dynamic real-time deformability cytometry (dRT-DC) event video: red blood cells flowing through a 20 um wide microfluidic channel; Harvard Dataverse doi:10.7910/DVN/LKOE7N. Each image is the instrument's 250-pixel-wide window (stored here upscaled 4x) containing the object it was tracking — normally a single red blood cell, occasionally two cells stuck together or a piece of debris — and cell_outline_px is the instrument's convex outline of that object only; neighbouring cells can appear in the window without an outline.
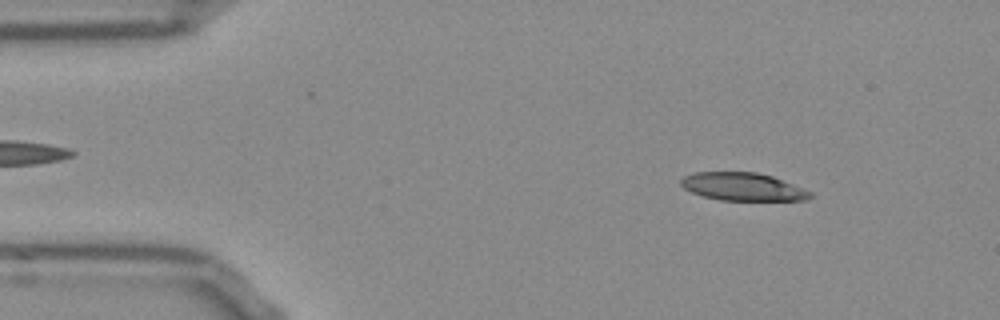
{"species": "Egyptian fruit bat (a non-hibernating species)", "species_latin": "Rousettus aegyptiacus", "temperature_condition": "room temperature", "stored_images_in_passage": 52, "camera_frame_rate_fps": 3000, "um_per_image_px": 0.085, "frame": {"image": 1, "passage_image": 6, "time_ms": 1.667, "image_size_px": [1000, 320], "cell_outline_px": [[812, 196], [808, 200], [720, 200], [704, 196], [692, 192], [684, 188], [680, 184], [680, 180], [684, 176], [696, 172], [756, 172], [772, 176], [804, 188], [812, 192]], "centroid_in_image_um": [63.15, 15.87], "position_along_channel_um": 21.8, "area_um2": 20.98}}
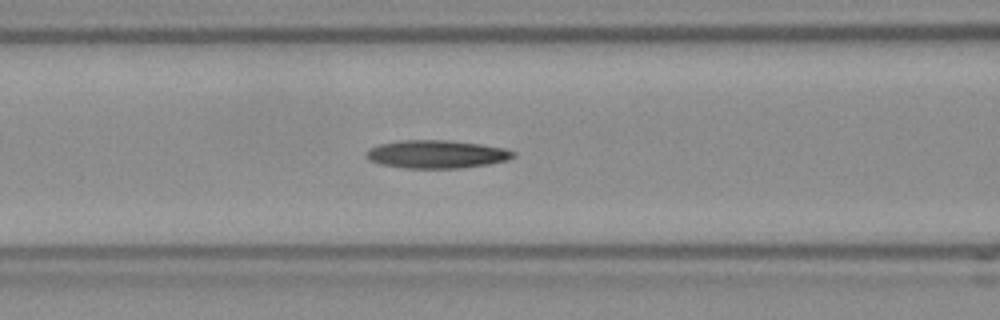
{"frame": {"image": 2, "passage_image": 20, "time_ms": 6.333, "image_size_px": [1000, 320], "cell_outline_px": [[516, 156], [508, 160], [488, 164], [460, 168], [404, 168], [380, 164], [368, 160], [364, 156], [368, 148], [380, 144], [400, 140], [448, 140], [480, 144], [504, 148], [516, 152]], "centroid_in_image_um": [37.09, 13.11], "position_along_channel_um": 129.5, "area_um2": 24.22}}
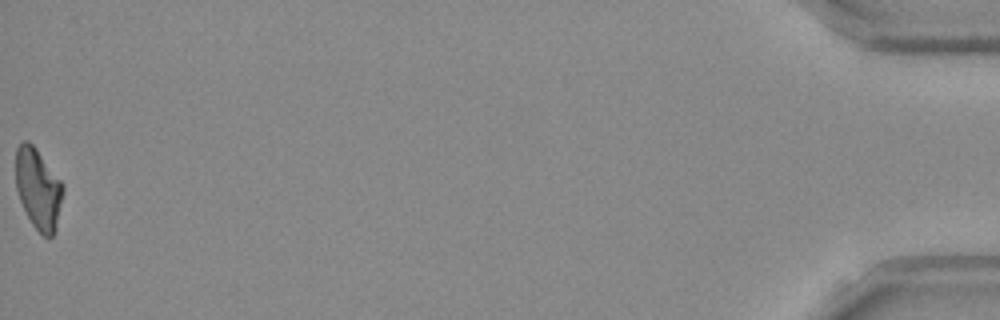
{"frame": {"image": 3, "passage_image": 52, "time_ms": 17.0, "image_size_px": [1000, 320], "cell_outline_px": [[64, 192], [56, 232], [52, 236], [44, 236], [32, 224], [20, 200], [16, 188], [16, 148], [24, 140], [28, 140], [36, 148], [64, 184]], "centroid_in_image_um": [3.27, 16.04], "position_along_channel_um": 431.9, "area_um2": 22.31}}